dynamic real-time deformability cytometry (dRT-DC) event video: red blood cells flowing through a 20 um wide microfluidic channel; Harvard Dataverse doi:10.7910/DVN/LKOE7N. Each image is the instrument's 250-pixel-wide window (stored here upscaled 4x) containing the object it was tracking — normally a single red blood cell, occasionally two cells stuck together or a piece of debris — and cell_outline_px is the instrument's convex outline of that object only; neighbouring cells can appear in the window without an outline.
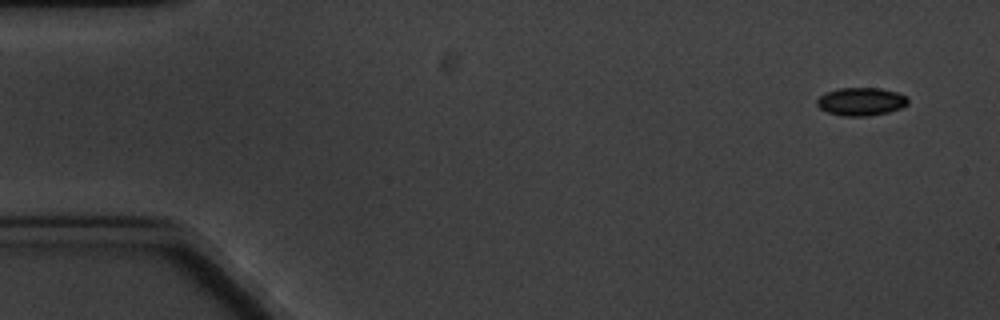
{"species": "common noctule bat (a hibernating species)", "species_latin": "Nyctalus noctula", "temperature_condition": "cold", "stored_images_in_passage": 5, "camera_frame_rate_fps": 3000, "um_per_image_px": 0.085, "animal": {"sex": "male", "body_mass_g": 20.1, "forearm_length_mm": 53.5}, "frame": {"image": 1, "passage_image": 1, "time_ms": 0.0, "image_size_px": [1000, 320], "cell_outline_px": [[908, 104], [900, 108], [888, 112], [864, 116], [844, 116], [828, 112], [820, 108], [816, 104], [816, 100], [824, 92], [840, 88], [880, 88], [896, 92], [908, 96]], "centroid_in_image_um": [73.18, 8.62], "position_along_channel_um": 11.8, "area_um2": 14.85}}
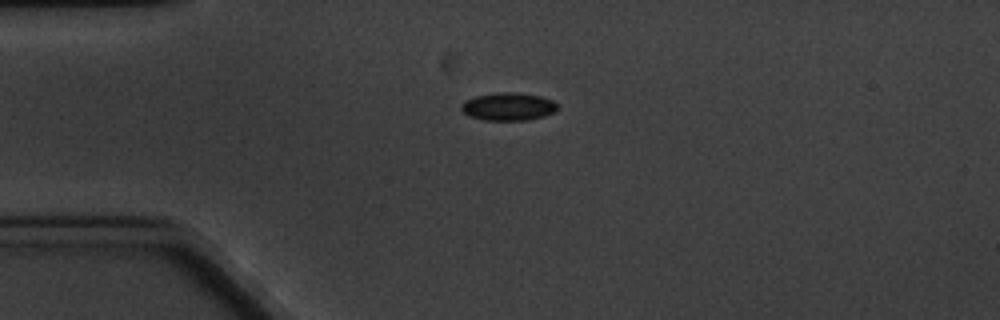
{"frame": {"image": 2, "passage_image": 4, "time_ms": 3.667, "image_size_px": [1000, 320], "cell_outline_px": [[556, 112], [544, 116], [528, 120], [484, 120], [468, 116], [460, 108], [460, 104], [464, 100], [476, 96], [496, 92], [512, 92], [540, 96], [552, 100], [556, 104]], "centroid_in_image_um": [43.17, 9.06], "position_along_channel_um": 41.8, "area_um2": 15.66}}